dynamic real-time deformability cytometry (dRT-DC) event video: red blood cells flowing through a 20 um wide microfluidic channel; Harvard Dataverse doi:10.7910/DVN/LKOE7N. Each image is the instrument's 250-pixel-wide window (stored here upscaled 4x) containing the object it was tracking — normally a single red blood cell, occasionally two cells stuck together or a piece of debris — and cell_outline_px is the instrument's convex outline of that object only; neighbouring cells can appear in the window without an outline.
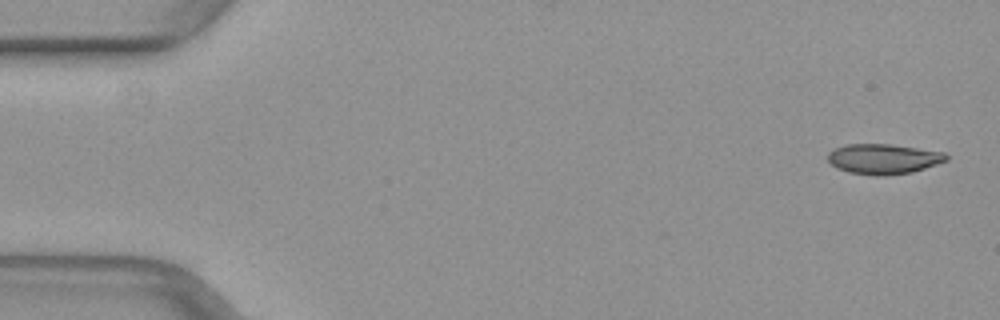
{"species": "common noctule bat (a hibernating species)", "species_latin": "Nyctalus noctula", "temperature_condition": "warm", "stored_images_in_passage": 50, "camera_frame_rate_fps": 3000, "um_per_image_px": 0.085, "animal": {"sex": "female", "body_mass_g": 29.2, "forearm_length_mm": 56.3}, "frame": {"image": 1, "passage_image": 1, "time_ms": 0.0, "image_size_px": [1000, 320], "cell_outline_px": [[948, 160], [912, 172], [884, 176], [876, 176], [848, 172], [836, 168], [828, 160], [828, 152], [832, 148], [844, 144], [892, 144], [944, 152], [948, 156]], "centroid_in_image_um": [75.06, 13.5], "position_along_channel_um": 9.9, "area_um2": 20.98}}
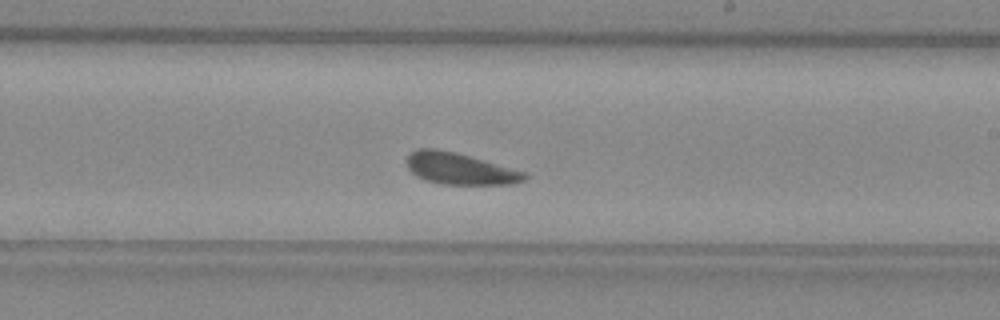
{"frame": {"image": 2, "passage_image": 29, "time_ms": 9.333, "image_size_px": [1000, 320], "cell_outline_px": [[528, 176], [524, 180], [512, 184], [440, 184], [424, 180], [416, 176], [408, 168], [408, 156], [416, 148], [436, 148], [456, 152], [484, 160], [524, 172]], "centroid_in_image_um": [39.05, 14.33], "position_along_channel_um": 250.0, "area_um2": 21.5}}
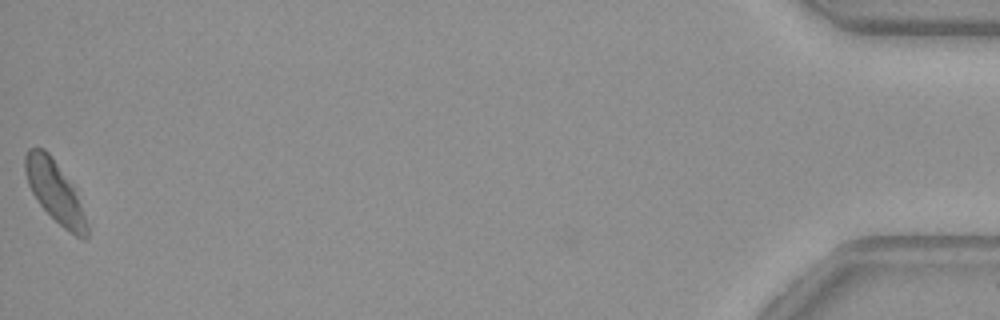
{"frame": {"image": 3, "passage_image": 50, "time_ms": 16.333, "image_size_px": [1000, 320], "cell_outline_px": [[88, 236], [84, 240], [76, 236], [64, 228], [36, 200], [28, 184], [24, 172], [24, 156], [28, 148], [44, 148], [52, 156], [72, 184], [88, 224]], "centroid_in_image_um": [4.64, 16.26], "position_along_channel_um": 430.6, "area_um2": 21.85}}